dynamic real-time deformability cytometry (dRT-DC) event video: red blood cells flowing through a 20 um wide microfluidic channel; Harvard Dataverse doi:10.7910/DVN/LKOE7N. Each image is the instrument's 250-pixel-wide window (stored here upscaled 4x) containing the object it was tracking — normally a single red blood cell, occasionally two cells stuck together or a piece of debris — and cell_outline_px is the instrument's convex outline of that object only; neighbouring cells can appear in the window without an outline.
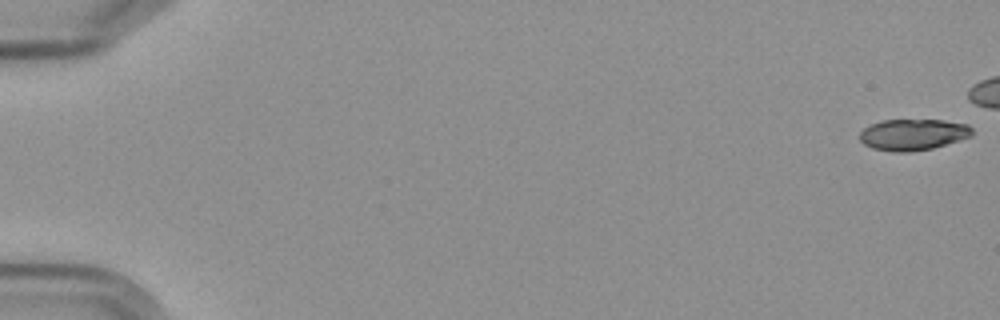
{"species": "Egyptian fruit bat (a non-hibernating species)", "species_latin": "Rousettus aegyptiacus", "temperature_condition": "cold", "stored_images_in_passage": 6, "camera_frame_rate_fps": 3000, "um_per_image_px": 0.085, "frame": {"image": 1, "passage_image": 1, "time_ms": 0.0, "image_size_px": [1000, 320], "cell_outline_px": [[972, 136], [960, 140], [932, 148], [912, 152], [896, 152], [872, 148], [864, 144], [860, 140], [860, 132], [864, 128], [872, 124], [884, 120], [944, 120], [968, 124], [972, 128]], "centroid_in_image_um": [77.63, 11.44], "position_along_channel_um": 7.4, "area_um2": 20.46}}